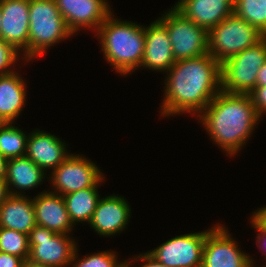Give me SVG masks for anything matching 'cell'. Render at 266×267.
<instances>
[{
	"label": "cell",
	"instance_id": "8",
	"mask_svg": "<svg viewBox=\"0 0 266 267\" xmlns=\"http://www.w3.org/2000/svg\"><path fill=\"white\" fill-rule=\"evenodd\" d=\"M28 261L51 267L70 266L73 254L78 247L70 235L55 233L36 225L28 234Z\"/></svg>",
	"mask_w": 266,
	"mask_h": 267
},
{
	"label": "cell",
	"instance_id": "9",
	"mask_svg": "<svg viewBox=\"0 0 266 267\" xmlns=\"http://www.w3.org/2000/svg\"><path fill=\"white\" fill-rule=\"evenodd\" d=\"M82 156L71 153L51 172V177L49 178L54 191L50 192L64 196L102 184L105 176H103L99 167L88 158L86 159Z\"/></svg>",
	"mask_w": 266,
	"mask_h": 267
},
{
	"label": "cell",
	"instance_id": "15",
	"mask_svg": "<svg viewBox=\"0 0 266 267\" xmlns=\"http://www.w3.org/2000/svg\"><path fill=\"white\" fill-rule=\"evenodd\" d=\"M144 33L145 48L140 68L166 73L176 62L166 26L156 19L149 26H144Z\"/></svg>",
	"mask_w": 266,
	"mask_h": 267
},
{
	"label": "cell",
	"instance_id": "29",
	"mask_svg": "<svg viewBox=\"0 0 266 267\" xmlns=\"http://www.w3.org/2000/svg\"><path fill=\"white\" fill-rule=\"evenodd\" d=\"M23 258L0 251V267H23Z\"/></svg>",
	"mask_w": 266,
	"mask_h": 267
},
{
	"label": "cell",
	"instance_id": "26",
	"mask_svg": "<svg viewBox=\"0 0 266 267\" xmlns=\"http://www.w3.org/2000/svg\"><path fill=\"white\" fill-rule=\"evenodd\" d=\"M78 249L76 248L73 254L72 261L70 262V267H126V261L118 262V256L114 251H101L99 253H94L89 256H84L83 258L78 257ZM78 260V261H77Z\"/></svg>",
	"mask_w": 266,
	"mask_h": 267
},
{
	"label": "cell",
	"instance_id": "27",
	"mask_svg": "<svg viewBox=\"0 0 266 267\" xmlns=\"http://www.w3.org/2000/svg\"><path fill=\"white\" fill-rule=\"evenodd\" d=\"M19 54L20 52H18L12 45L5 43L0 39V75L9 74L15 71L13 70V67L15 62L17 63V61H19Z\"/></svg>",
	"mask_w": 266,
	"mask_h": 267
},
{
	"label": "cell",
	"instance_id": "28",
	"mask_svg": "<svg viewBox=\"0 0 266 267\" xmlns=\"http://www.w3.org/2000/svg\"><path fill=\"white\" fill-rule=\"evenodd\" d=\"M249 95L258 116L262 118L266 113V86H256Z\"/></svg>",
	"mask_w": 266,
	"mask_h": 267
},
{
	"label": "cell",
	"instance_id": "23",
	"mask_svg": "<svg viewBox=\"0 0 266 267\" xmlns=\"http://www.w3.org/2000/svg\"><path fill=\"white\" fill-rule=\"evenodd\" d=\"M4 123L0 127V155L12 159L26 155L28 134L20 128Z\"/></svg>",
	"mask_w": 266,
	"mask_h": 267
},
{
	"label": "cell",
	"instance_id": "16",
	"mask_svg": "<svg viewBox=\"0 0 266 267\" xmlns=\"http://www.w3.org/2000/svg\"><path fill=\"white\" fill-rule=\"evenodd\" d=\"M36 225L43 226L55 233L71 234L73 223L67 212L63 196L43 191L33 197Z\"/></svg>",
	"mask_w": 266,
	"mask_h": 267
},
{
	"label": "cell",
	"instance_id": "32",
	"mask_svg": "<svg viewBox=\"0 0 266 267\" xmlns=\"http://www.w3.org/2000/svg\"><path fill=\"white\" fill-rule=\"evenodd\" d=\"M251 218L264 230H266V207L257 209L252 213Z\"/></svg>",
	"mask_w": 266,
	"mask_h": 267
},
{
	"label": "cell",
	"instance_id": "14",
	"mask_svg": "<svg viewBox=\"0 0 266 267\" xmlns=\"http://www.w3.org/2000/svg\"><path fill=\"white\" fill-rule=\"evenodd\" d=\"M131 217V207L127 200L118 195L100 198L89 225L103 237L121 233Z\"/></svg>",
	"mask_w": 266,
	"mask_h": 267
},
{
	"label": "cell",
	"instance_id": "12",
	"mask_svg": "<svg viewBox=\"0 0 266 267\" xmlns=\"http://www.w3.org/2000/svg\"><path fill=\"white\" fill-rule=\"evenodd\" d=\"M29 4L30 0H0L2 25L0 39L12 45L23 59L29 61Z\"/></svg>",
	"mask_w": 266,
	"mask_h": 267
},
{
	"label": "cell",
	"instance_id": "6",
	"mask_svg": "<svg viewBox=\"0 0 266 267\" xmlns=\"http://www.w3.org/2000/svg\"><path fill=\"white\" fill-rule=\"evenodd\" d=\"M266 61V36L221 64V90L249 94L256 87L257 74Z\"/></svg>",
	"mask_w": 266,
	"mask_h": 267
},
{
	"label": "cell",
	"instance_id": "33",
	"mask_svg": "<svg viewBox=\"0 0 266 267\" xmlns=\"http://www.w3.org/2000/svg\"><path fill=\"white\" fill-rule=\"evenodd\" d=\"M256 86H266V61L258 71Z\"/></svg>",
	"mask_w": 266,
	"mask_h": 267
},
{
	"label": "cell",
	"instance_id": "22",
	"mask_svg": "<svg viewBox=\"0 0 266 267\" xmlns=\"http://www.w3.org/2000/svg\"><path fill=\"white\" fill-rule=\"evenodd\" d=\"M97 187L93 186L63 196L73 225L78 222H88L89 224L101 198Z\"/></svg>",
	"mask_w": 266,
	"mask_h": 267
},
{
	"label": "cell",
	"instance_id": "1",
	"mask_svg": "<svg viewBox=\"0 0 266 267\" xmlns=\"http://www.w3.org/2000/svg\"><path fill=\"white\" fill-rule=\"evenodd\" d=\"M165 84L162 116H198L221 91V64L209 53L178 60L167 71Z\"/></svg>",
	"mask_w": 266,
	"mask_h": 267
},
{
	"label": "cell",
	"instance_id": "21",
	"mask_svg": "<svg viewBox=\"0 0 266 267\" xmlns=\"http://www.w3.org/2000/svg\"><path fill=\"white\" fill-rule=\"evenodd\" d=\"M15 72L0 75V118L4 123H14L26 101V84Z\"/></svg>",
	"mask_w": 266,
	"mask_h": 267
},
{
	"label": "cell",
	"instance_id": "39",
	"mask_svg": "<svg viewBox=\"0 0 266 267\" xmlns=\"http://www.w3.org/2000/svg\"><path fill=\"white\" fill-rule=\"evenodd\" d=\"M4 124V121L0 118V127Z\"/></svg>",
	"mask_w": 266,
	"mask_h": 267
},
{
	"label": "cell",
	"instance_id": "10",
	"mask_svg": "<svg viewBox=\"0 0 266 267\" xmlns=\"http://www.w3.org/2000/svg\"><path fill=\"white\" fill-rule=\"evenodd\" d=\"M213 228L175 236L148 253L167 267H201L204 241Z\"/></svg>",
	"mask_w": 266,
	"mask_h": 267
},
{
	"label": "cell",
	"instance_id": "20",
	"mask_svg": "<svg viewBox=\"0 0 266 267\" xmlns=\"http://www.w3.org/2000/svg\"><path fill=\"white\" fill-rule=\"evenodd\" d=\"M36 226L32 198L28 195H8L0 205V227L29 234Z\"/></svg>",
	"mask_w": 266,
	"mask_h": 267
},
{
	"label": "cell",
	"instance_id": "36",
	"mask_svg": "<svg viewBox=\"0 0 266 267\" xmlns=\"http://www.w3.org/2000/svg\"><path fill=\"white\" fill-rule=\"evenodd\" d=\"M23 267H51V266L38 264V263H34V262H30L26 260Z\"/></svg>",
	"mask_w": 266,
	"mask_h": 267
},
{
	"label": "cell",
	"instance_id": "37",
	"mask_svg": "<svg viewBox=\"0 0 266 267\" xmlns=\"http://www.w3.org/2000/svg\"><path fill=\"white\" fill-rule=\"evenodd\" d=\"M253 262H254V259L252 260V258L250 259V262L245 266V267H255L254 265H253ZM263 267V266H262ZM264 267H266V265L264 266Z\"/></svg>",
	"mask_w": 266,
	"mask_h": 267
},
{
	"label": "cell",
	"instance_id": "17",
	"mask_svg": "<svg viewBox=\"0 0 266 267\" xmlns=\"http://www.w3.org/2000/svg\"><path fill=\"white\" fill-rule=\"evenodd\" d=\"M69 155L66 143L58 136L40 130L29 133L26 156L44 172L48 169L52 172Z\"/></svg>",
	"mask_w": 266,
	"mask_h": 267
},
{
	"label": "cell",
	"instance_id": "24",
	"mask_svg": "<svg viewBox=\"0 0 266 267\" xmlns=\"http://www.w3.org/2000/svg\"><path fill=\"white\" fill-rule=\"evenodd\" d=\"M234 14L266 36V0H234Z\"/></svg>",
	"mask_w": 266,
	"mask_h": 267
},
{
	"label": "cell",
	"instance_id": "18",
	"mask_svg": "<svg viewBox=\"0 0 266 267\" xmlns=\"http://www.w3.org/2000/svg\"><path fill=\"white\" fill-rule=\"evenodd\" d=\"M174 8L209 31L234 13V0H178Z\"/></svg>",
	"mask_w": 266,
	"mask_h": 267
},
{
	"label": "cell",
	"instance_id": "19",
	"mask_svg": "<svg viewBox=\"0 0 266 267\" xmlns=\"http://www.w3.org/2000/svg\"><path fill=\"white\" fill-rule=\"evenodd\" d=\"M45 175L46 172L26 155L8 159L5 179L8 193L24 196V191L31 190L34 187L37 188L39 184H43ZM16 189L19 191H16Z\"/></svg>",
	"mask_w": 266,
	"mask_h": 267
},
{
	"label": "cell",
	"instance_id": "35",
	"mask_svg": "<svg viewBox=\"0 0 266 267\" xmlns=\"http://www.w3.org/2000/svg\"><path fill=\"white\" fill-rule=\"evenodd\" d=\"M7 159L0 155V180L6 179Z\"/></svg>",
	"mask_w": 266,
	"mask_h": 267
},
{
	"label": "cell",
	"instance_id": "25",
	"mask_svg": "<svg viewBox=\"0 0 266 267\" xmlns=\"http://www.w3.org/2000/svg\"><path fill=\"white\" fill-rule=\"evenodd\" d=\"M0 251L28 260L30 252L28 235L0 227Z\"/></svg>",
	"mask_w": 266,
	"mask_h": 267
},
{
	"label": "cell",
	"instance_id": "4",
	"mask_svg": "<svg viewBox=\"0 0 266 267\" xmlns=\"http://www.w3.org/2000/svg\"><path fill=\"white\" fill-rule=\"evenodd\" d=\"M29 22V61L74 35L54 0H30Z\"/></svg>",
	"mask_w": 266,
	"mask_h": 267
},
{
	"label": "cell",
	"instance_id": "30",
	"mask_svg": "<svg viewBox=\"0 0 266 267\" xmlns=\"http://www.w3.org/2000/svg\"><path fill=\"white\" fill-rule=\"evenodd\" d=\"M134 261H143L144 264H142L139 267H167L164 264H161L159 261H157L154 257H152L148 252L142 253L138 255L137 257H134L132 259ZM130 262L126 260V267H131Z\"/></svg>",
	"mask_w": 266,
	"mask_h": 267
},
{
	"label": "cell",
	"instance_id": "3",
	"mask_svg": "<svg viewBox=\"0 0 266 267\" xmlns=\"http://www.w3.org/2000/svg\"><path fill=\"white\" fill-rule=\"evenodd\" d=\"M107 63L120 75L138 70L144 55V26L114 18L111 13L96 32Z\"/></svg>",
	"mask_w": 266,
	"mask_h": 267
},
{
	"label": "cell",
	"instance_id": "34",
	"mask_svg": "<svg viewBox=\"0 0 266 267\" xmlns=\"http://www.w3.org/2000/svg\"><path fill=\"white\" fill-rule=\"evenodd\" d=\"M9 195L5 180H0V205L5 201Z\"/></svg>",
	"mask_w": 266,
	"mask_h": 267
},
{
	"label": "cell",
	"instance_id": "13",
	"mask_svg": "<svg viewBox=\"0 0 266 267\" xmlns=\"http://www.w3.org/2000/svg\"><path fill=\"white\" fill-rule=\"evenodd\" d=\"M68 29L76 34L82 28L95 29L112 13L107 0H54ZM81 28V29H80Z\"/></svg>",
	"mask_w": 266,
	"mask_h": 267
},
{
	"label": "cell",
	"instance_id": "11",
	"mask_svg": "<svg viewBox=\"0 0 266 267\" xmlns=\"http://www.w3.org/2000/svg\"><path fill=\"white\" fill-rule=\"evenodd\" d=\"M231 237L223 224H216L205 238L201 267H245L251 257Z\"/></svg>",
	"mask_w": 266,
	"mask_h": 267
},
{
	"label": "cell",
	"instance_id": "31",
	"mask_svg": "<svg viewBox=\"0 0 266 267\" xmlns=\"http://www.w3.org/2000/svg\"><path fill=\"white\" fill-rule=\"evenodd\" d=\"M252 227H254L255 229H257L256 231H258V235L256 236L257 240V244L259 246V248L263 251L266 249V230H264L263 228H261L252 218H250ZM266 252V250L264 251ZM266 255V254H265Z\"/></svg>",
	"mask_w": 266,
	"mask_h": 267
},
{
	"label": "cell",
	"instance_id": "7",
	"mask_svg": "<svg viewBox=\"0 0 266 267\" xmlns=\"http://www.w3.org/2000/svg\"><path fill=\"white\" fill-rule=\"evenodd\" d=\"M167 28L175 61L208 53V31L185 18L174 7L158 18Z\"/></svg>",
	"mask_w": 266,
	"mask_h": 267
},
{
	"label": "cell",
	"instance_id": "2",
	"mask_svg": "<svg viewBox=\"0 0 266 267\" xmlns=\"http://www.w3.org/2000/svg\"><path fill=\"white\" fill-rule=\"evenodd\" d=\"M196 117L199 122L201 120L212 141L230 157L245 146L261 119L249 94L226 93L222 90Z\"/></svg>",
	"mask_w": 266,
	"mask_h": 267
},
{
	"label": "cell",
	"instance_id": "5",
	"mask_svg": "<svg viewBox=\"0 0 266 267\" xmlns=\"http://www.w3.org/2000/svg\"><path fill=\"white\" fill-rule=\"evenodd\" d=\"M265 35L234 13L208 31V53L220 64Z\"/></svg>",
	"mask_w": 266,
	"mask_h": 267
},
{
	"label": "cell",
	"instance_id": "38",
	"mask_svg": "<svg viewBox=\"0 0 266 267\" xmlns=\"http://www.w3.org/2000/svg\"><path fill=\"white\" fill-rule=\"evenodd\" d=\"M2 14H1V9H0V29H1V25H2Z\"/></svg>",
	"mask_w": 266,
	"mask_h": 267
}]
</instances>
